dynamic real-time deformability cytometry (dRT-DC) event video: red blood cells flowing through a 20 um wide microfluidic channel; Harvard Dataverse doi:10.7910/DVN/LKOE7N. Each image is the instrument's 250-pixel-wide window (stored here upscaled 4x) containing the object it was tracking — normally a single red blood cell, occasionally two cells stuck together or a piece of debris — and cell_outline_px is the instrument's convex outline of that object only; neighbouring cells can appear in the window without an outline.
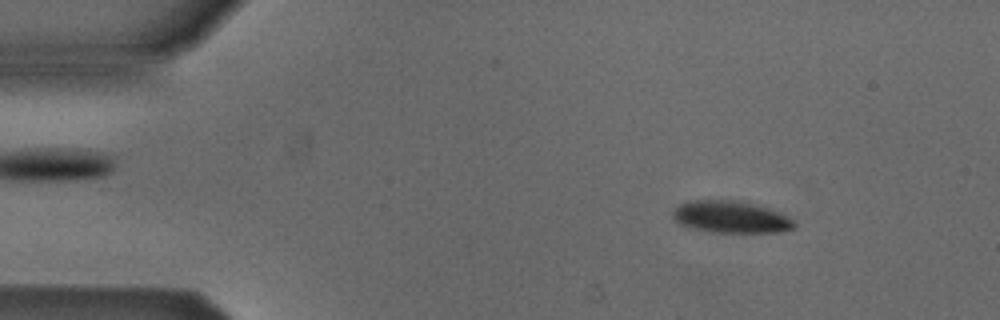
{"species": "Egyptian fruit bat (a non-hibernating species)", "species_latin": "Rousettus aegyptiacus", "temperature_condition": "cold", "stored_images_in_passage": 53, "camera_frame_rate_fps": 3000, "um_per_image_px": 0.085, "animal": {"sex": "male"}, "frame": {"image": 1, "passage_image": 7, "time_ms": 2.0, "image_size_px": [1000, 320], "cell_outline_px": [[796, 228], [776, 232], [712, 232], [680, 224], [672, 216], [672, 212], [680, 204], [692, 200], [748, 200], [788, 216], [796, 220]], "centroid_in_image_um": [62.19, 18.42], "position_along_channel_um": 22.8, "area_um2": 22.77}}
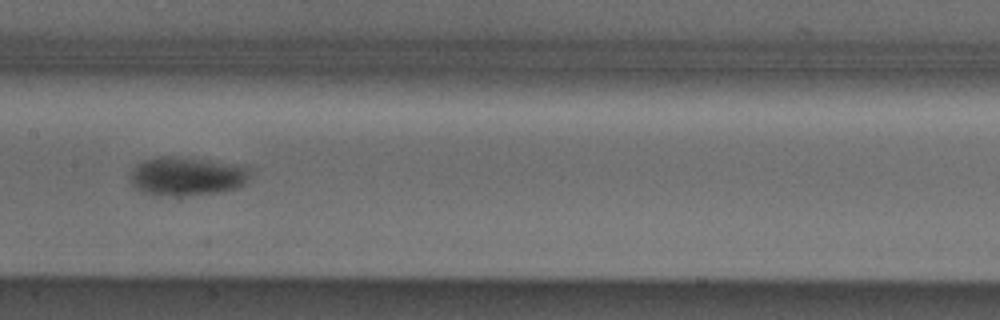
{"frame": {"image": 2, "passage_image": 26, "time_ms": 8.333, "image_size_px": [1000, 320], "cell_outline_px": [[248, 180], [240, 188], [220, 192], [188, 196], [152, 196], [132, 188], [132, 168], [136, 164], [144, 160], [160, 156], [180, 156], [248, 164]], "centroid_in_image_um": [15.91, 14.98], "position_along_channel_um": 191.5, "area_um2": 28.09}}
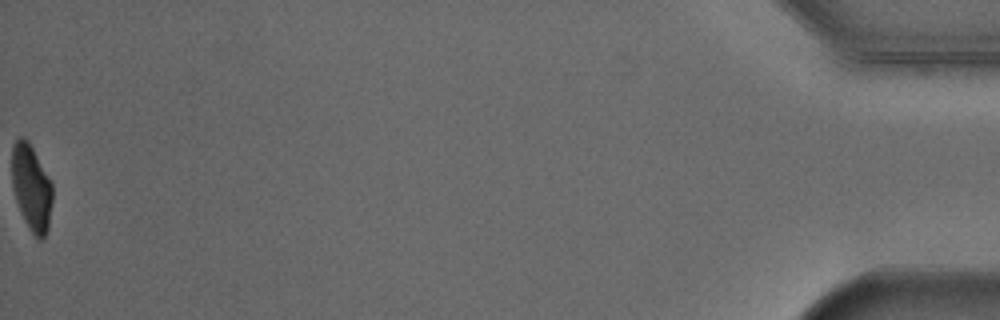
{"frame": {"image": 3, "passage_image": 53, "time_ms": 17.333, "image_size_px": [1000, 320], "cell_outline_px": [[52, 200], [48, 228], [44, 236], [40, 240], [28, 228], [20, 212], [16, 200], [12, 184], [12, 144], [20, 136], [24, 136], [28, 140], [52, 184]], "centroid_in_image_um": [2.65, 15.93], "position_along_channel_um": 432.5, "area_um2": 20.17}, "authors_computed_cell_mechanics": {"area_um2": 24.3916, "velocity_mm_per_s": 3.8655, "shape_relaxation_time_tau1_ms": 2.8625, "shape_relaxation_time_tau2_ms": null, "deformation_change_tau1": 0.1214, "deformation_change_tau2": null}}